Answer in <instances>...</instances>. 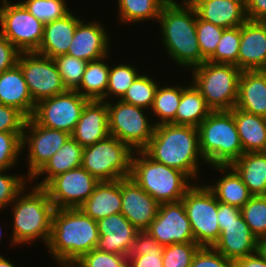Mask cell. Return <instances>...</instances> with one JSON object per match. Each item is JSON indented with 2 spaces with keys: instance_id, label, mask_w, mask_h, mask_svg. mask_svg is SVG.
<instances>
[{
  "instance_id": "obj_12",
  "label": "cell",
  "mask_w": 266,
  "mask_h": 267,
  "mask_svg": "<svg viewBox=\"0 0 266 267\" xmlns=\"http://www.w3.org/2000/svg\"><path fill=\"white\" fill-rule=\"evenodd\" d=\"M88 101L76 90H67L39 101L32 118L43 127L72 134Z\"/></svg>"
},
{
  "instance_id": "obj_32",
  "label": "cell",
  "mask_w": 266,
  "mask_h": 267,
  "mask_svg": "<svg viewBox=\"0 0 266 267\" xmlns=\"http://www.w3.org/2000/svg\"><path fill=\"white\" fill-rule=\"evenodd\" d=\"M211 111L201 92L191 82L182 91L181 101L175 115V125L198 127Z\"/></svg>"
},
{
  "instance_id": "obj_40",
  "label": "cell",
  "mask_w": 266,
  "mask_h": 267,
  "mask_svg": "<svg viewBox=\"0 0 266 267\" xmlns=\"http://www.w3.org/2000/svg\"><path fill=\"white\" fill-rule=\"evenodd\" d=\"M53 60L66 89L76 90L80 86L88 62L67 54Z\"/></svg>"
},
{
  "instance_id": "obj_33",
  "label": "cell",
  "mask_w": 266,
  "mask_h": 267,
  "mask_svg": "<svg viewBox=\"0 0 266 267\" xmlns=\"http://www.w3.org/2000/svg\"><path fill=\"white\" fill-rule=\"evenodd\" d=\"M107 57H110V54L89 61L86 66L82 81L76 91L88 100H102L106 94L110 70L108 62L105 61Z\"/></svg>"
},
{
  "instance_id": "obj_8",
  "label": "cell",
  "mask_w": 266,
  "mask_h": 267,
  "mask_svg": "<svg viewBox=\"0 0 266 267\" xmlns=\"http://www.w3.org/2000/svg\"><path fill=\"white\" fill-rule=\"evenodd\" d=\"M134 150L115 136L84 147L82 167L102 181H116L130 177Z\"/></svg>"
},
{
  "instance_id": "obj_38",
  "label": "cell",
  "mask_w": 266,
  "mask_h": 267,
  "mask_svg": "<svg viewBox=\"0 0 266 267\" xmlns=\"http://www.w3.org/2000/svg\"><path fill=\"white\" fill-rule=\"evenodd\" d=\"M240 40L241 26L224 29L215 52L206 61L238 67Z\"/></svg>"
},
{
  "instance_id": "obj_31",
  "label": "cell",
  "mask_w": 266,
  "mask_h": 267,
  "mask_svg": "<svg viewBox=\"0 0 266 267\" xmlns=\"http://www.w3.org/2000/svg\"><path fill=\"white\" fill-rule=\"evenodd\" d=\"M231 166L253 196L266 195V151L243 153Z\"/></svg>"
},
{
  "instance_id": "obj_29",
  "label": "cell",
  "mask_w": 266,
  "mask_h": 267,
  "mask_svg": "<svg viewBox=\"0 0 266 267\" xmlns=\"http://www.w3.org/2000/svg\"><path fill=\"white\" fill-rule=\"evenodd\" d=\"M83 149L72 137L45 163V165L30 179V183L43 175L41 182L34 186L44 187L53 177L82 165ZM45 175V176H44Z\"/></svg>"
},
{
  "instance_id": "obj_39",
  "label": "cell",
  "mask_w": 266,
  "mask_h": 267,
  "mask_svg": "<svg viewBox=\"0 0 266 267\" xmlns=\"http://www.w3.org/2000/svg\"><path fill=\"white\" fill-rule=\"evenodd\" d=\"M241 214L251 233L257 238L266 237V196H252L241 208Z\"/></svg>"
},
{
  "instance_id": "obj_23",
  "label": "cell",
  "mask_w": 266,
  "mask_h": 267,
  "mask_svg": "<svg viewBox=\"0 0 266 267\" xmlns=\"http://www.w3.org/2000/svg\"><path fill=\"white\" fill-rule=\"evenodd\" d=\"M108 135L107 102L89 100L83 108L71 137L82 147H86L95 144Z\"/></svg>"
},
{
  "instance_id": "obj_14",
  "label": "cell",
  "mask_w": 266,
  "mask_h": 267,
  "mask_svg": "<svg viewBox=\"0 0 266 267\" xmlns=\"http://www.w3.org/2000/svg\"><path fill=\"white\" fill-rule=\"evenodd\" d=\"M99 182L80 166L56 175L43 188L55 209H74L84 204Z\"/></svg>"
},
{
  "instance_id": "obj_1",
  "label": "cell",
  "mask_w": 266,
  "mask_h": 267,
  "mask_svg": "<svg viewBox=\"0 0 266 267\" xmlns=\"http://www.w3.org/2000/svg\"><path fill=\"white\" fill-rule=\"evenodd\" d=\"M98 224L80 208L55 209L47 248L60 267H71L96 248Z\"/></svg>"
},
{
  "instance_id": "obj_16",
  "label": "cell",
  "mask_w": 266,
  "mask_h": 267,
  "mask_svg": "<svg viewBox=\"0 0 266 267\" xmlns=\"http://www.w3.org/2000/svg\"><path fill=\"white\" fill-rule=\"evenodd\" d=\"M146 231L163 247L195 242L182 200L160 204L155 219Z\"/></svg>"
},
{
  "instance_id": "obj_34",
  "label": "cell",
  "mask_w": 266,
  "mask_h": 267,
  "mask_svg": "<svg viewBox=\"0 0 266 267\" xmlns=\"http://www.w3.org/2000/svg\"><path fill=\"white\" fill-rule=\"evenodd\" d=\"M169 0H117L118 20L121 24L140 23V21H154L159 19L163 6Z\"/></svg>"
},
{
  "instance_id": "obj_57",
  "label": "cell",
  "mask_w": 266,
  "mask_h": 267,
  "mask_svg": "<svg viewBox=\"0 0 266 267\" xmlns=\"http://www.w3.org/2000/svg\"><path fill=\"white\" fill-rule=\"evenodd\" d=\"M2 228H0V241L2 240L1 237H2Z\"/></svg>"
},
{
  "instance_id": "obj_7",
  "label": "cell",
  "mask_w": 266,
  "mask_h": 267,
  "mask_svg": "<svg viewBox=\"0 0 266 267\" xmlns=\"http://www.w3.org/2000/svg\"><path fill=\"white\" fill-rule=\"evenodd\" d=\"M191 70L192 83L212 111L231 110L235 107L242 72L238 67L205 61Z\"/></svg>"
},
{
  "instance_id": "obj_41",
  "label": "cell",
  "mask_w": 266,
  "mask_h": 267,
  "mask_svg": "<svg viewBox=\"0 0 266 267\" xmlns=\"http://www.w3.org/2000/svg\"><path fill=\"white\" fill-rule=\"evenodd\" d=\"M20 2L44 24L60 19L70 12L66 0H24Z\"/></svg>"
},
{
  "instance_id": "obj_46",
  "label": "cell",
  "mask_w": 266,
  "mask_h": 267,
  "mask_svg": "<svg viewBox=\"0 0 266 267\" xmlns=\"http://www.w3.org/2000/svg\"><path fill=\"white\" fill-rule=\"evenodd\" d=\"M71 267H128V256L99 251L83 255Z\"/></svg>"
},
{
  "instance_id": "obj_21",
  "label": "cell",
  "mask_w": 266,
  "mask_h": 267,
  "mask_svg": "<svg viewBox=\"0 0 266 267\" xmlns=\"http://www.w3.org/2000/svg\"><path fill=\"white\" fill-rule=\"evenodd\" d=\"M220 237L213 248L233 262L257 252V238L242 214L229 224H219Z\"/></svg>"
},
{
  "instance_id": "obj_42",
  "label": "cell",
  "mask_w": 266,
  "mask_h": 267,
  "mask_svg": "<svg viewBox=\"0 0 266 267\" xmlns=\"http://www.w3.org/2000/svg\"><path fill=\"white\" fill-rule=\"evenodd\" d=\"M200 246L195 242L175 243L163 247V267H190Z\"/></svg>"
},
{
  "instance_id": "obj_25",
  "label": "cell",
  "mask_w": 266,
  "mask_h": 267,
  "mask_svg": "<svg viewBox=\"0 0 266 267\" xmlns=\"http://www.w3.org/2000/svg\"><path fill=\"white\" fill-rule=\"evenodd\" d=\"M0 104L16 108L27 119L34 113L36 103L18 65L0 73Z\"/></svg>"
},
{
  "instance_id": "obj_53",
  "label": "cell",
  "mask_w": 266,
  "mask_h": 267,
  "mask_svg": "<svg viewBox=\"0 0 266 267\" xmlns=\"http://www.w3.org/2000/svg\"><path fill=\"white\" fill-rule=\"evenodd\" d=\"M241 215V209L218 201L217 222L229 224Z\"/></svg>"
},
{
  "instance_id": "obj_44",
  "label": "cell",
  "mask_w": 266,
  "mask_h": 267,
  "mask_svg": "<svg viewBox=\"0 0 266 267\" xmlns=\"http://www.w3.org/2000/svg\"><path fill=\"white\" fill-rule=\"evenodd\" d=\"M224 28L196 19V35L201 55L207 60L216 50Z\"/></svg>"
},
{
  "instance_id": "obj_10",
  "label": "cell",
  "mask_w": 266,
  "mask_h": 267,
  "mask_svg": "<svg viewBox=\"0 0 266 267\" xmlns=\"http://www.w3.org/2000/svg\"><path fill=\"white\" fill-rule=\"evenodd\" d=\"M195 243L213 247L220 237L217 222L218 200L207 185H193L182 198Z\"/></svg>"
},
{
  "instance_id": "obj_15",
  "label": "cell",
  "mask_w": 266,
  "mask_h": 267,
  "mask_svg": "<svg viewBox=\"0 0 266 267\" xmlns=\"http://www.w3.org/2000/svg\"><path fill=\"white\" fill-rule=\"evenodd\" d=\"M28 129V130H27ZM71 134L39 125L32 117L26 119L22 136V150L28 153L27 179H31L63 146Z\"/></svg>"
},
{
  "instance_id": "obj_52",
  "label": "cell",
  "mask_w": 266,
  "mask_h": 267,
  "mask_svg": "<svg viewBox=\"0 0 266 267\" xmlns=\"http://www.w3.org/2000/svg\"><path fill=\"white\" fill-rule=\"evenodd\" d=\"M246 16L253 21H266V0H245Z\"/></svg>"
},
{
  "instance_id": "obj_3",
  "label": "cell",
  "mask_w": 266,
  "mask_h": 267,
  "mask_svg": "<svg viewBox=\"0 0 266 267\" xmlns=\"http://www.w3.org/2000/svg\"><path fill=\"white\" fill-rule=\"evenodd\" d=\"M143 151L154 161L176 168L194 181H198L200 176L199 163H206L199 149L198 128L189 125H156L154 134Z\"/></svg>"
},
{
  "instance_id": "obj_35",
  "label": "cell",
  "mask_w": 266,
  "mask_h": 267,
  "mask_svg": "<svg viewBox=\"0 0 266 267\" xmlns=\"http://www.w3.org/2000/svg\"><path fill=\"white\" fill-rule=\"evenodd\" d=\"M187 87L180 85L157 87L155 98L151 107V112L155 115V125L172 123L175 124V115L181 101L182 91ZM158 121V122H157Z\"/></svg>"
},
{
  "instance_id": "obj_49",
  "label": "cell",
  "mask_w": 266,
  "mask_h": 267,
  "mask_svg": "<svg viewBox=\"0 0 266 267\" xmlns=\"http://www.w3.org/2000/svg\"><path fill=\"white\" fill-rule=\"evenodd\" d=\"M155 250H163V246L147 231H139L133 242L129 256L146 255V252Z\"/></svg>"
},
{
  "instance_id": "obj_2",
  "label": "cell",
  "mask_w": 266,
  "mask_h": 267,
  "mask_svg": "<svg viewBox=\"0 0 266 267\" xmlns=\"http://www.w3.org/2000/svg\"><path fill=\"white\" fill-rule=\"evenodd\" d=\"M196 19V11L188 0H169L159 15L160 39L166 53L183 69H192L206 61L199 50Z\"/></svg>"
},
{
  "instance_id": "obj_17",
  "label": "cell",
  "mask_w": 266,
  "mask_h": 267,
  "mask_svg": "<svg viewBox=\"0 0 266 267\" xmlns=\"http://www.w3.org/2000/svg\"><path fill=\"white\" fill-rule=\"evenodd\" d=\"M121 213L139 231H146L155 219L159 203L131 177L120 179Z\"/></svg>"
},
{
  "instance_id": "obj_4",
  "label": "cell",
  "mask_w": 266,
  "mask_h": 267,
  "mask_svg": "<svg viewBox=\"0 0 266 267\" xmlns=\"http://www.w3.org/2000/svg\"><path fill=\"white\" fill-rule=\"evenodd\" d=\"M26 186L10 204L13 209L11 244L30 243L41 239L47 245L55 207L43 187ZM26 189L27 192L26 194ZM14 215V216H13Z\"/></svg>"
},
{
  "instance_id": "obj_22",
  "label": "cell",
  "mask_w": 266,
  "mask_h": 267,
  "mask_svg": "<svg viewBox=\"0 0 266 267\" xmlns=\"http://www.w3.org/2000/svg\"><path fill=\"white\" fill-rule=\"evenodd\" d=\"M199 19L227 29L241 26L246 16L245 0H188Z\"/></svg>"
},
{
  "instance_id": "obj_5",
  "label": "cell",
  "mask_w": 266,
  "mask_h": 267,
  "mask_svg": "<svg viewBox=\"0 0 266 267\" xmlns=\"http://www.w3.org/2000/svg\"><path fill=\"white\" fill-rule=\"evenodd\" d=\"M134 153L130 177L159 204L181 201L194 185L186 173L154 161L143 150Z\"/></svg>"
},
{
  "instance_id": "obj_24",
  "label": "cell",
  "mask_w": 266,
  "mask_h": 267,
  "mask_svg": "<svg viewBox=\"0 0 266 267\" xmlns=\"http://www.w3.org/2000/svg\"><path fill=\"white\" fill-rule=\"evenodd\" d=\"M76 15L71 10L64 17L45 23L43 38L36 53L53 59L67 54L77 25L82 20Z\"/></svg>"
},
{
  "instance_id": "obj_37",
  "label": "cell",
  "mask_w": 266,
  "mask_h": 267,
  "mask_svg": "<svg viewBox=\"0 0 266 267\" xmlns=\"http://www.w3.org/2000/svg\"><path fill=\"white\" fill-rule=\"evenodd\" d=\"M153 78L143 73L142 75L140 74L120 100L145 108L148 113V110L152 107L157 87L160 84L155 82L156 79Z\"/></svg>"
},
{
  "instance_id": "obj_56",
  "label": "cell",
  "mask_w": 266,
  "mask_h": 267,
  "mask_svg": "<svg viewBox=\"0 0 266 267\" xmlns=\"http://www.w3.org/2000/svg\"><path fill=\"white\" fill-rule=\"evenodd\" d=\"M0 267H16V266H14V264L10 261V259L8 260V258L6 259L3 255L0 254Z\"/></svg>"
},
{
  "instance_id": "obj_28",
  "label": "cell",
  "mask_w": 266,
  "mask_h": 267,
  "mask_svg": "<svg viewBox=\"0 0 266 267\" xmlns=\"http://www.w3.org/2000/svg\"><path fill=\"white\" fill-rule=\"evenodd\" d=\"M211 167L218 172H222L220 174L223 176H220L213 185L207 184V187L214 193L219 202L241 209L253 195L243 183L240 175L231 165H215Z\"/></svg>"
},
{
  "instance_id": "obj_51",
  "label": "cell",
  "mask_w": 266,
  "mask_h": 267,
  "mask_svg": "<svg viewBox=\"0 0 266 267\" xmlns=\"http://www.w3.org/2000/svg\"><path fill=\"white\" fill-rule=\"evenodd\" d=\"M163 250L146 252V255L128 256V267H163Z\"/></svg>"
},
{
  "instance_id": "obj_6",
  "label": "cell",
  "mask_w": 266,
  "mask_h": 267,
  "mask_svg": "<svg viewBox=\"0 0 266 267\" xmlns=\"http://www.w3.org/2000/svg\"><path fill=\"white\" fill-rule=\"evenodd\" d=\"M197 128L199 149L208 166L231 165L244 153L230 110L211 111Z\"/></svg>"
},
{
  "instance_id": "obj_36",
  "label": "cell",
  "mask_w": 266,
  "mask_h": 267,
  "mask_svg": "<svg viewBox=\"0 0 266 267\" xmlns=\"http://www.w3.org/2000/svg\"><path fill=\"white\" fill-rule=\"evenodd\" d=\"M139 75L140 72L138 69L133 65L131 66L129 63L110 66L108 87L101 101L108 102L109 98L113 100L112 97H114L115 100L116 98L121 99Z\"/></svg>"
},
{
  "instance_id": "obj_27",
  "label": "cell",
  "mask_w": 266,
  "mask_h": 267,
  "mask_svg": "<svg viewBox=\"0 0 266 267\" xmlns=\"http://www.w3.org/2000/svg\"><path fill=\"white\" fill-rule=\"evenodd\" d=\"M80 209L96 222L121 213L120 180L99 182Z\"/></svg>"
},
{
  "instance_id": "obj_55",
  "label": "cell",
  "mask_w": 266,
  "mask_h": 267,
  "mask_svg": "<svg viewBox=\"0 0 266 267\" xmlns=\"http://www.w3.org/2000/svg\"><path fill=\"white\" fill-rule=\"evenodd\" d=\"M257 252L266 261V237L257 240Z\"/></svg>"
},
{
  "instance_id": "obj_9",
  "label": "cell",
  "mask_w": 266,
  "mask_h": 267,
  "mask_svg": "<svg viewBox=\"0 0 266 267\" xmlns=\"http://www.w3.org/2000/svg\"><path fill=\"white\" fill-rule=\"evenodd\" d=\"M107 109L109 135L128 144L134 151L143 150L149 144L156 125L154 121L153 123L149 121L144 112L145 108L120 99L117 101L109 99Z\"/></svg>"
},
{
  "instance_id": "obj_47",
  "label": "cell",
  "mask_w": 266,
  "mask_h": 267,
  "mask_svg": "<svg viewBox=\"0 0 266 267\" xmlns=\"http://www.w3.org/2000/svg\"><path fill=\"white\" fill-rule=\"evenodd\" d=\"M190 267H234V262L213 247H200L194 255Z\"/></svg>"
},
{
  "instance_id": "obj_18",
  "label": "cell",
  "mask_w": 266,
  "mask_h": 267,
  "mask_svg": "<svg viewBox=\"0 0 266 267\" xmlns=\"http://www.w3.org/2000/svg\"><path fill=\"white\" fill-rule=\"evenodd\" d=\"M81 20L74 32L67 55L87 62L107 56L110 51V36L99 21ZM108 34V35H107Z\"/></svg>"
},
{
  "instance_id": "obj_43",
  "label": "cell",
  "mask_w": 266,
  "mask_h": 267,
  "mask_svg": "<svg viewBox=\"0 0 266 267\" xmlns=\"http://www.w3.org/2000/svg\"><path fill=\"white\" fill-rule=\"evenodd\" d=\"M23 133L0 132V170L16 166L23 153Z\"/></svg>"
},
{
  "instance_id": "obj_54",
  "label": "cell",
  "mask_w": 266,
  "mask_h": 267,
  "mask_svg": "<svg viewBox=\"0 0 266 267\" xmlns=\"http://www.w3.org/2000/svg\"><path fill=\"white\" fill-rule=\"evenodd\" d=\"M234 267H266V261L256 252L234 261Z\"/></svg>"
},
{
  "instance_id": "obj_30",
  "label": "cell",
  "mask_w": 266,
  "mask_h": 267,
  "mask_svg": "<svg viewBox=\"0 0 266 267\" xmlns=\"http://www.w3.org/2000/svg\"><path fill=\"white\" fill-rule=\"evenodd\" d=\"M233 113L244 153L266 151V118L237 107Z\"/></svg>"
},
{
  "instance_id": "obj_26",
  "label": "cell",
  "mask_w": 266,
  "mask_h": 267,
  "mask_svg": "<svg viewBox=\"0 0 266 267\" xmlns=\"http://www.w3.org/2000/svg\"><path fill=\"white\" fill-rule=\"evenodd\" d=\"M235 107L257 116H266V73L264 70L241 72Z\"/></svg>"
},
{
  "instance_id": "obj_50",
  "label": "cell",
  "mask_w": 266,
  "mask_h": 267,
  "mask_svg": "<svg viewBox=\"0 0 266 267\" xmlns=\"http://www.w3.org/2000/svg\"><path fill=\"white\" fill-rule=\"evenodd\" d=\"M20 53L12 43L0 35V73L15 67Z\"/></svg>"
},
{
  "instance_id": "obj_48",
  "label": "cell",
  "mask_w": 266,
  "mask_h": 267,
  "mask_svg": "<svg viewBox=\"0 0 266 267\" xmlns=\"http://www.w3.org/2000/svg\"><path fill=\"white\" fill-rule=\"evenodd\" d=\"M26 119L16 108L0 104V132L23 133Z\"/></svg>"
},
{
  "instance_id": "obj_20",
  "label": "cell",
  "mask_w": 266,
  "mask_h": 267,
  "mask_svg": "<svg viewBox=\"0 0 266 267\" xmlns=\"http://www.w3.org/2000/svg\"><path fill=\"white\" fill-rule=\"evenodd\" d=\"M238 68L241 71L266 68V21L247 19L241 25Z\"/></svg>"
},
{
  "instance_id": "obj_11",
  "label": "cell",
  "mask_w": 266,
  "mask_h": 267,
  "mask_svg": "<svg viewBox=\"0 0 266 267\" xmlns=\"http://www.w3.org/2000/svg\"><path fill=\"white\" fill-rule=\"evenodd\" d=\"M0 2V35L21 53L37 52L43 38L44 23L32 15L20 1L15 4L8 0Z\"/></svg>"
},
{
  "instance_id": "obj_45",
  "label": "cell",
  "mask_w": 266,
  "mask_h": 267,
  "mask_svg": "<svg viewBox=\"0 0 266 267\" xmlns=\"http://www.w3.org/2000/svg\"><path fill=\"white\" fill-rule=\"evenodd\" d=\"M6 171L10 170H0V211L7 209L8 205L10 208L16 196L30 183L24 175L8 174Z\"/></svg>"
},
{
  "instance_id": "obj_19",
  "label": "cell",
  "mask_w": 266,
  "mask_h": 267,
  "mask_svg": "<svg viewBox=\"0 0 266 267\" xmlns=\"http://www.w3.org/2000/svg\"><path fill=\"white\" fill-rule=\"evenodd\" d=\"M97 224L99 239L96 249L129 256L139 230L122 213L107 216L97 221Z\"/></svg>"
},
{
  "instance_id": "obj_13",
  "label": "cell",
  "mask_w": 266,
  "mask_h": 267,
  "mask_svg": "<svg viewBox=\"0 0 266 267\" xmlns=\"http://www.w3.org/2000/svg\"><path fill=\"white\" fill-rule=\"evenodd\" d=\"M21 68L33 101H39L67 91L53 60L36 52L20 53Z\"/></svg>"
}]
</instances>
